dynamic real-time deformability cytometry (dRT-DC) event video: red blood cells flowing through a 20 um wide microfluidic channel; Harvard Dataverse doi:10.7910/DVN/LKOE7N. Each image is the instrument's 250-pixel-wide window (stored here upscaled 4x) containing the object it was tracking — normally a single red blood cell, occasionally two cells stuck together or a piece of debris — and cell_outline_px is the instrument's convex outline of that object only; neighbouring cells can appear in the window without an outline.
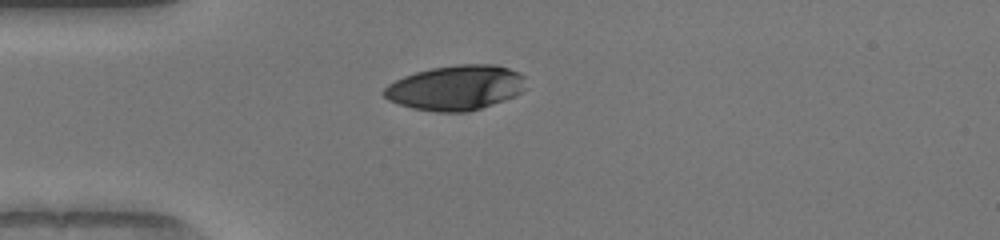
{"species": "human", "species_latin": "Homo sapiens", "temperature_condition": "warm", "stored_images_in_passage": 38, "camera_frame_rate_fps": 3000, "um_per_image_px": 0.085, "donor": {"sex": "female"}, "frame": {"image": 1, "passage_image": 1, "time_ms": 0.0, "image_size_px": [1000, 240], "cell_outline_px": [[524, 88], [516, 96], [468, 112], [436, 112], [412, 108], [388, 100], [380, 92], [388, 84], [404, 76], [416, 72], [432, 68], [456, 64], [496, 64], [520, 72], [524, 76]], "centroid_in_image_um": [38.73, 7.45], "position_along_channel_um": 46.3, "area_um2": 37.22}}
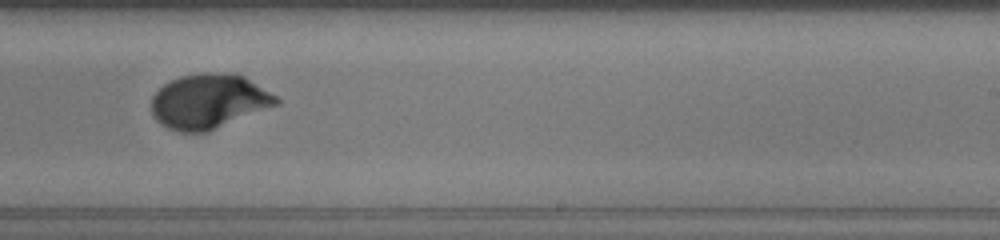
{"frame": {"image": 2, "passage_image": 19, "time_ms": 6.0, "image_size_px": [1000, 240], "cell_outline_px": [[280, 104], [208, 132], [180, 132], [168, 128], [160, 124], [156, 120], [152, 112], [152, 96], [164, 84], [180, 76], [204, 72], [224, 72], [244, 76], [276, 96], [280, 100]], "centroid_in_image_um": [17.75, 8.62], "position_along_channel_um": 271.2, "area_um2": 39.82}}
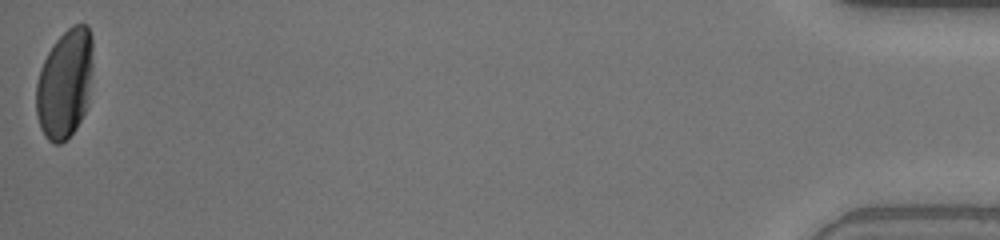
{"frame": {"image": 3, "passage_image": 38, "time_ms": 12.333, "image_size_px": [1000, 240], "cell_outline_px": [[92, 72], [88, 104], [76, 128], [60, 144], [52, 144], [44, 136], [40, 128], [36, 116], [36, 84], [40, 68], [48, 52], [56, 40], [72, 24], [88, 24], [92, 36]], "centroid_in_image_um": [5.51, 7.11], "position_along_channel_um": 429.7, "area_um2": 36.41}, "authors_computed_cell_mechanics": {"area_um2": 38.7838, "velocity_mm_per_s": 4.0715, "shape_relaxation_time_tau1_ms": 3.1036, "shape_relaxation_time_tau2_ms": null, "deformation_change_tau1": 0.1925, "deformation_change_tau2": null}}